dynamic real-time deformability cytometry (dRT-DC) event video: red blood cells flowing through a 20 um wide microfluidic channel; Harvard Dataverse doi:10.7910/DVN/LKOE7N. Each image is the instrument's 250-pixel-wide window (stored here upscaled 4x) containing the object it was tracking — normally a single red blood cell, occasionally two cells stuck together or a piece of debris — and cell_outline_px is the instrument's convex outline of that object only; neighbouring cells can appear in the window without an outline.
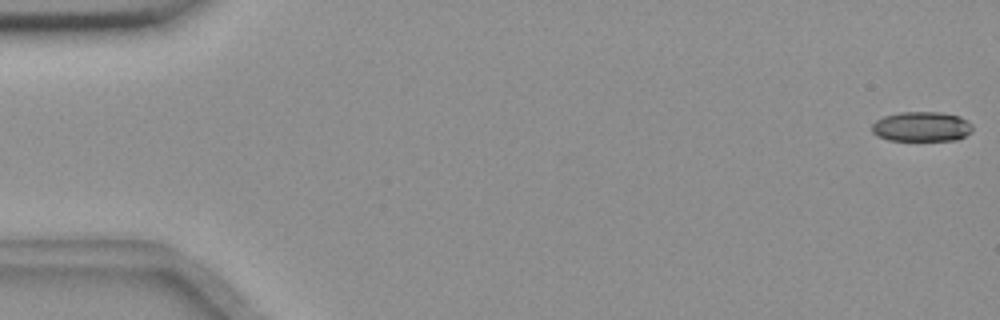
{"species": "common noctule bat (a hibernating species)", "species_latin": "Nyctalus noctula", "temperature_condition": "room temperature", "stored_images_in_passage": 56, "camera_frame_rate_fps": 3000, "um_per_image_px": 0.085, "animal": {"sex": "female", "body_mass_g": 18.4}, "frame": {"image": 1, "passage_image": 1, "time_ms": 0.0, "image_size_px": [1000, 320], "cell_outline_px": [[972, 132], [956, 140], [888, 140], [876, 136], [872, 132], [872, 124], [876, 120], [884, 116], [900, 112], [940, 112], [960, 116], [968, 120], [972, 124]], "centroid_in_image_um": [78.34, 10.76], "position_along_channel_um": 6.7, "area_um2": 17.63}}
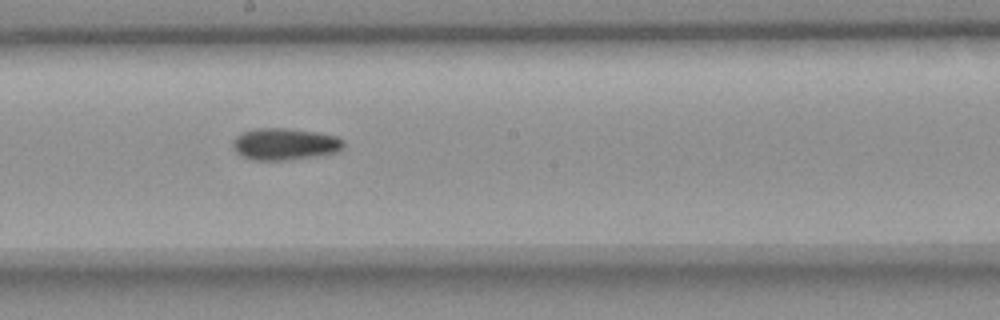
{"frame": {"image": 2, "passage_image": 31, "time_ms": 10.0, "image_size_px": [1000, 320], "cell_outline_px": [[344, 148], [336, 152], [316, 156], [288, 160], [252, 160], [236, 152], [232, 148], [232, 140], [240, 132], [256, 128], [284, 128], [316, 132], [336, 136], [344, 140]], "centroid_in_image_um": [24.18, 12.24], "position_along_channel_um": 224.0, "area_um2": 20.69}}
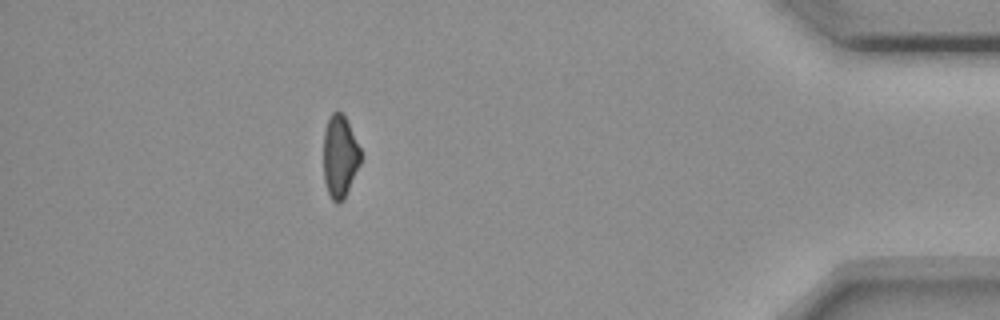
{"frame": {"image": 3, "passage_image": 50, "time_ms": 16.333, "image_size_px": [1000, 320], "cell_outline_px": [[360, 164], [344, 200], [340, 204], [336, 204], [332, 200], [328, 192], [324, 180], [324, 132], [328, 120], [332, 112], [336, 108], [344, 116], [360, 148]], "centroid_in_image_um": [28.88, 13.33], "position_along_channel_um": 406.3, "area_um2": 17.74}}